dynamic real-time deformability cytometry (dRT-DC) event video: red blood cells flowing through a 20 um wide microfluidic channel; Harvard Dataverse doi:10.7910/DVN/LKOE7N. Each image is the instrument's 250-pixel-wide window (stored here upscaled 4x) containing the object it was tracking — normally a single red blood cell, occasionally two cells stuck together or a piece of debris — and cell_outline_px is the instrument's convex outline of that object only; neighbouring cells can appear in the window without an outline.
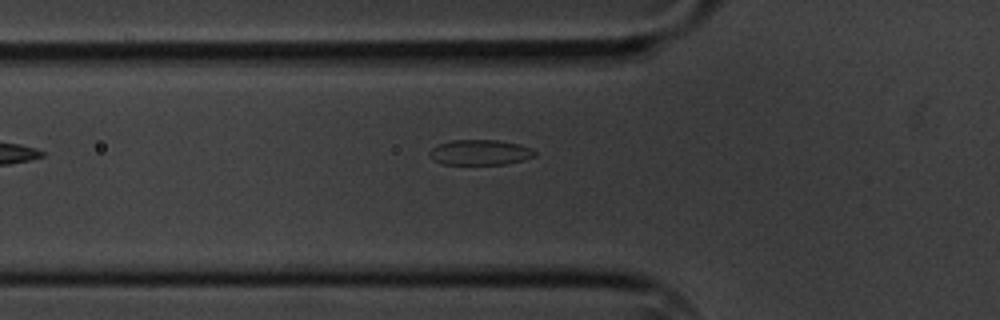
{"species": "common noctule bat (a hibernating species)", "species_latin": "Nyctalus noctula", "temperature_condition": "cold", "stored_images_in_passage": 6, "camera_frame_rate_fps": 3000, "um_per_image_px": 0.085, "animal": {"sex": "male", "body_mass_g": 20.1, "forearm_length_mm": 53.5}, "frame": {"image": 1, "passage_image": 6, "time_ms": 5.667, "image_size_px": [1000, 320], "cell_outline_px": [[536, 156], [504, 164], [444, 164], [432, 160], [428, 156], [428, 152], [432, 148], [440, 144], [452, 140], [496, 140], [520, 144], [532, 148], [536, 152]], "centroid_in_image_um": [40.78, 12.95], "position_along_channel_um": 85.0, "area_um2": 15.49}}